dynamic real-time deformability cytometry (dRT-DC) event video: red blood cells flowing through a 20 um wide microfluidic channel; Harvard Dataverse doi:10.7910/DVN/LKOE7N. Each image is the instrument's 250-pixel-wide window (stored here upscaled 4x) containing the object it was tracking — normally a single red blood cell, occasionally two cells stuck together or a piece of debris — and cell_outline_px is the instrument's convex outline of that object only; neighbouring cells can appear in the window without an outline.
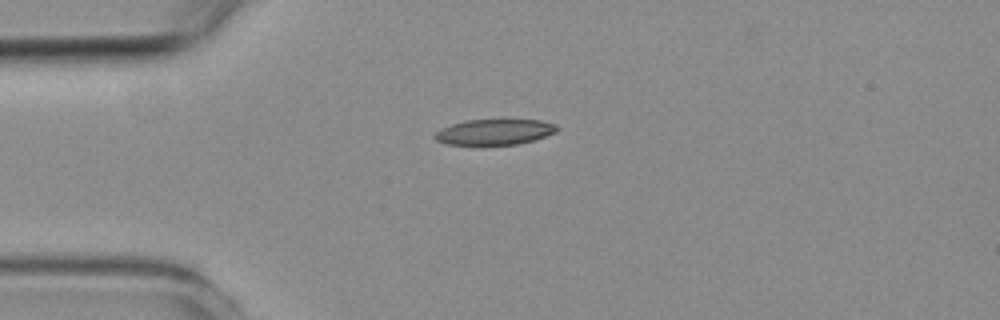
{"species": "common noctule bat (a hibernating species)", "species_latin": "Nyctalus noctula", "temperature_condition": "room temperature", "stored_images_in_passage": 3, "camera_frame_rate_fps": 3000, "um_per_image_px": 0.085, "animal": {"sex": "female", "body_mass_g": 19.3, "forearm_length_mm": 54.1}, "frame": {"image": 1, "passage_image": 1, "time_ms": 0.0, "image_size_px": [1000, 320], "cell_outline_px": [[556, 132], [532, 140], [516, 144], [448, 144], [436, 140], [432, 136], [440, 128], [464, 120], [500, 116], [504, 116], [540, 120], [556, 124]], "centroid_in_image_um": [42.03, 11.14], "position_along_channel_um": 43.0, "area_um2": 19.07}}
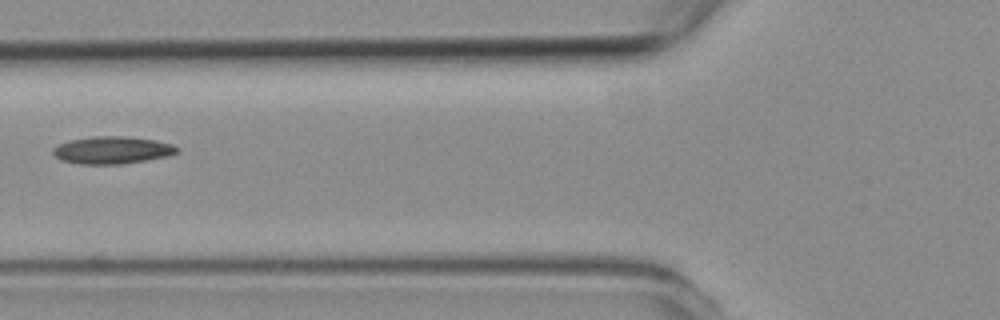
{"frame": {"image": 2, "passage_image": 3, "time_ms": 2.333, "image_size_px": [1000, 320], "cell_outline_px": [[180, 148], [176, 152], [168, 156], [148, 160], [124, 164], [80, 164], [60, 160], [52, 152], [52, 148], [68, 140], [92, 136], [124, 136], [156, 140], [172, 144]], "centroid_in_image_um": [9.53, 12.76], "position_along_channel_um": 116.3, "area_um2": 19.94}}